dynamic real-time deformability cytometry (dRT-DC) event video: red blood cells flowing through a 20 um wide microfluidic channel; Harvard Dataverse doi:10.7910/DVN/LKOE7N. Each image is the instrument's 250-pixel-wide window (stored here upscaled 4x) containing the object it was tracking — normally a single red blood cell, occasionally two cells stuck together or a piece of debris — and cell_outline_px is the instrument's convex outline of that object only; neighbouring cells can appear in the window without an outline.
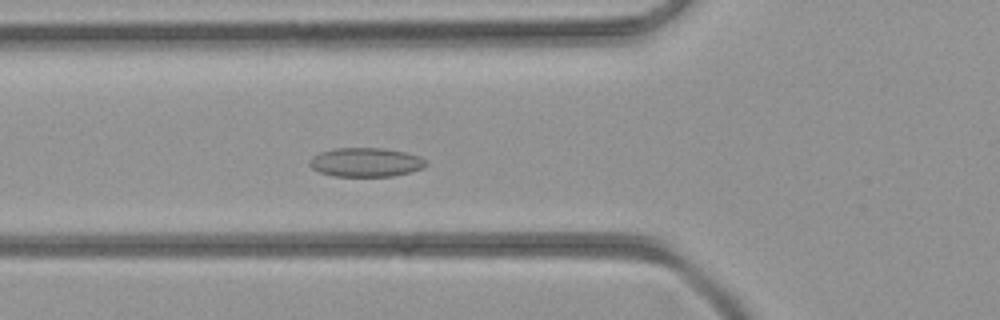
{"species": "common noctule bat (a hibernating species)", "species_latin": "Nyctalus noctula", "temperature_condition": "room temperature", "stored_images_in_passage": 34, "camera_frame_rate_fps": 3000, "um_per_image_px": 0.085, "animal": {"sex": "female", "body_mass_g": 21.9}, "frame": {"image": 1, "passage_image": 8, "time_ms": 2.333, "image_size_px": [1000, 320], "cell_outline_px": [[428, 164], [424, 168], [412, 172], [392, 176], [332, 176], [320, 172], [312, 168], [308, 164], [308, 160], [312, 156], [320, 152], [336, 148], [384, 148], [404, 152], [420, 156]], "centroid_in_image_um": [31.09, 13.79], "position_along_channel_um": 94.7, "area_um2": 19.83}}
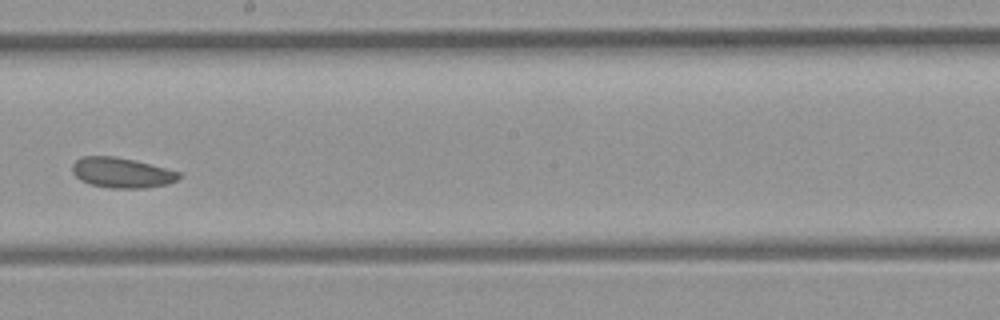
{"frame": {"image": 2, "passage_image": 17, "time_ms": 5.333, "image_size_px": [1000, 320], "cell_outline_px": [[184, 176], [168, 184], [144, 188], [108, 188], [92, 184], [80, 180], [72, 172], [72, 164], [76, 160], [84, 156], [116, 156], [136, 160], [180, 172]], "centroid_in_image_um": [10.37, 14.67], "position_along_channel_um": 237.8, "area_um2": 18.9}}
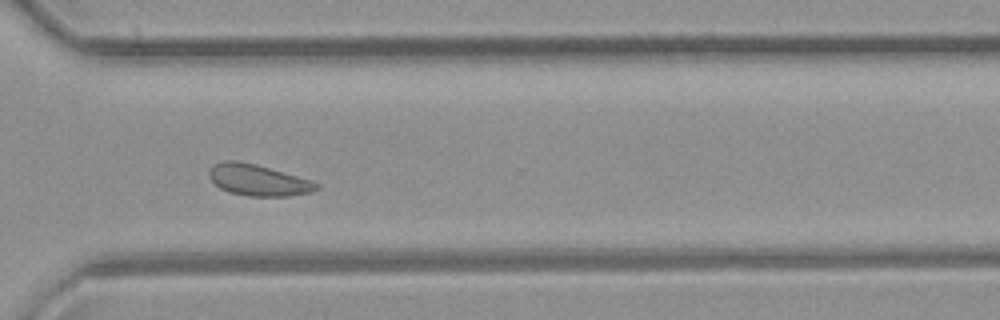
{"frame": {"image": 3, "passage_image": 24, "time_ms": 7.667, "image_size_px": [1000, 320], "cell_outline_px": [[320, 188], [312, 192], [288, 196], [248, 196], [228, 192], [220, 188], [208, 176], [208, 168], [212, 164], [224, 160], [236, 160], [256, 164], [296, 176], [320, 184]], "centroid_in_image_um": [21.89, 15.3], "position_along_channel_um": 348.7, "area_um2": 19.59}}